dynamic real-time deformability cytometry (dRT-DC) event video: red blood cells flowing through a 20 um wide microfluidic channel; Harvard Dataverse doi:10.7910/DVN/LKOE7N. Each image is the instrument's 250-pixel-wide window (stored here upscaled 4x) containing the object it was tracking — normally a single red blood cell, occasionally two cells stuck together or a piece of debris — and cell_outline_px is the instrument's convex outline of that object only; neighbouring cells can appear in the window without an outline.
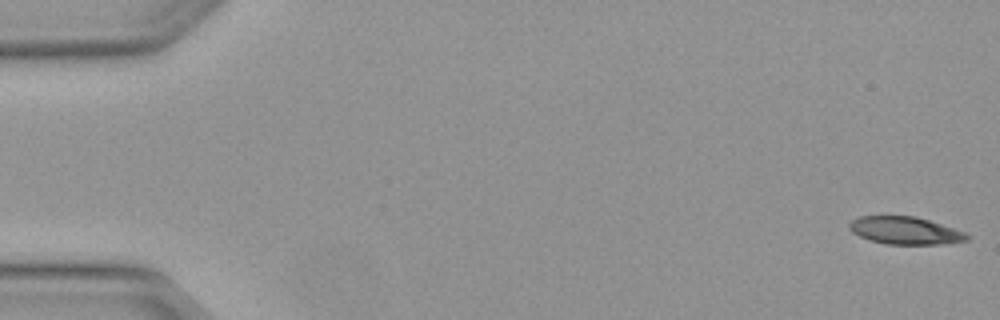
{"species": "Egyptian fruit bat (a non-hibernating species)", "species_latin": "Rousettus aegyptiacus", "temperature_condition": "warm", "stored_images_in_passage": 6, "segment_of_instrument_passage": [1, 2], "camera_frame_rate_fps": 3000, "um_per_image_px": 0.085, "animal": {"sex": "female"}, "frame": {"image": 1, "passage_image": 1, "time_ms": 0.0, "image_size_px": [1000, 320], "cell_outline_px": [[972, 236], [968, 240], [944, 244], [884, 244], [860, 236], [852, 232], [848, 228], [848, 224], [852, 220], [860, 216], [916, 216], [964, 232]], "centroid_in_image_um": [76.93, 19.6], "position_along_channel_um": 8.1, "area_um2": 18.79}}
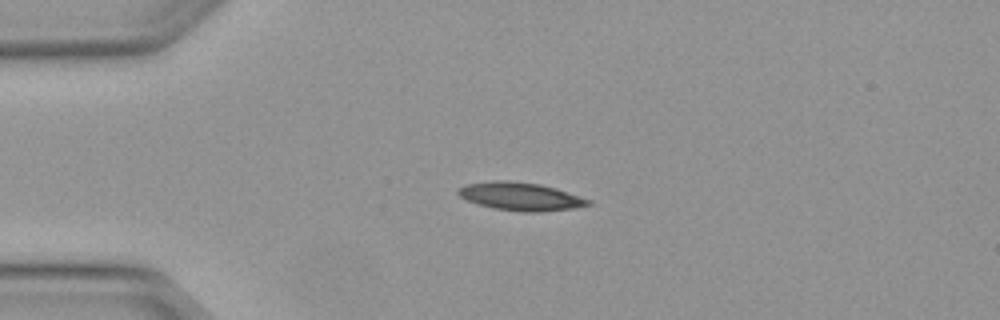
{"frame": {"image": 2, "passage_image": 4, "time_ms": 1.0, "image_size_px": [1000, 320], "cell_outline_px": [[592, 204], [572, 208], [540, 212], [524, 212], [492, 208], [468, 200], [460, 196], [456, 192], [456, 188], [468, 184], [492, 180], [508, 180], [540, 184], [556, 188], [592, 200]], "centroid_in_image_um": [44.25, 16.69], "position_along_channel_um": 40.8, "area_um2": 21.27}}